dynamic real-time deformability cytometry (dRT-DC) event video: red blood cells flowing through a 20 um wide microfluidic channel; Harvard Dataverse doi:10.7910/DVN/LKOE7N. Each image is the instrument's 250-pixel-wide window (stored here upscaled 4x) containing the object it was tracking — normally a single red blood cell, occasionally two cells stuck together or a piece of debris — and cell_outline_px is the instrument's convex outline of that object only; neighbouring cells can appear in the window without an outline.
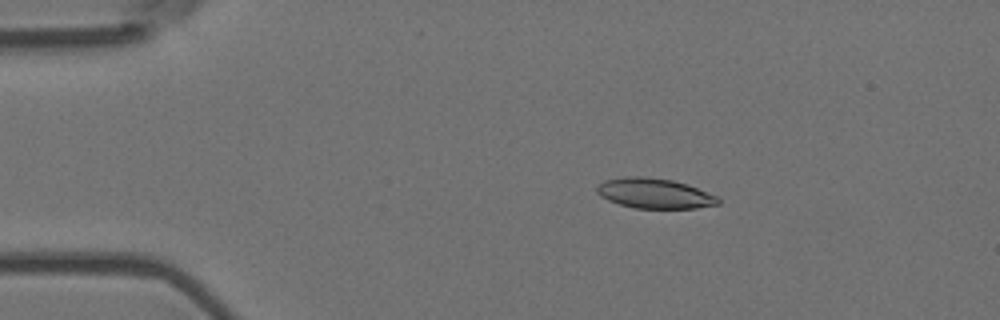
{"species": "Egyptian fruit bat (a non-hibernating species)", "species_latin": "Rousettus aegyptiacus", "temperature_condition": "room temperature", "stored_images_in_passage": 8, "camera_frame_rate_fps": 3000, "um_per_image_px": 0.085, "animal": {"sex": "female"}, "frame": {"image": 1, "passage_image": 3, "time_ms": 0.667, "image_size_px": [1000, 320], "cell_outline_px": [[720, 204], [696, 208], [632, 208], [608, 200], [600, 196], [596, 192], [596, 188], [604, 180], [624, 176], [644, 176], [672, 180], [688, 184], [716, 196], [720, 200]], "centroid_in_image_um": [55.61, 16.43], "position_along_channel_um": 29.4, "area_um2": 21.33}}
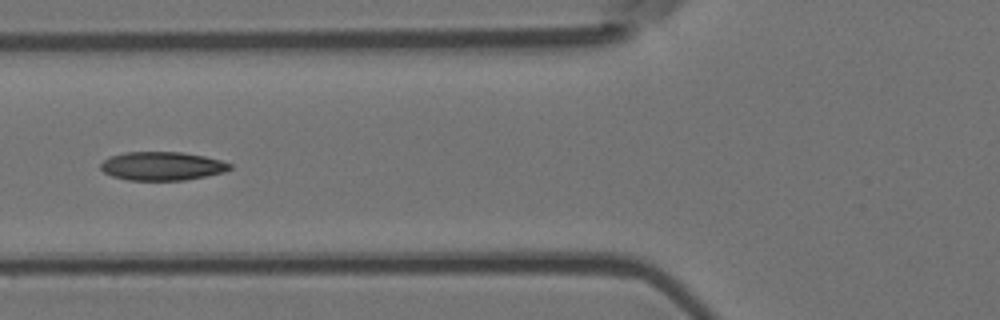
{"frame": {"image": 2, "passage_image": 6, "time_ms": 1.667, "image_size_px": [1000, 320], "cell_outline_px": [[232, 168], [224, 172], [184, 180], [128, 180], [112, 176], [104, 172], [100, 168], [100, 164], [104, 160], [112, 156], [124, 152], [180, 152], [204, 156], [220, 160], [232, 164]], "centroid_in_image_um": [13.77, 14.11], "position_along_channel_um": 112.0, "area_um2": 21.39}}
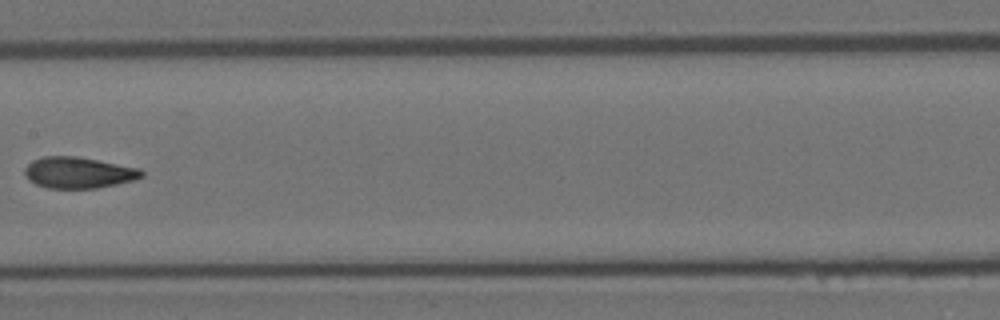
{"frame": {"image": 3, "passage_image": 8, "time_ms": 2.333, "image_size_px": [1000, 320], "cell_outline_px": [[144, 176], [132, 180], [116, 184], [96, 188], [48, 188], [36, 184], [28, 180], [24, 172], [24, 168], [32, 160], [44, 156], [76, 156], [140, 168], [144, 172]], "centroid_in_image_um": [6.65, 14.67], "position_along_channel_um": 200.7, "area_um2": 21.21}}